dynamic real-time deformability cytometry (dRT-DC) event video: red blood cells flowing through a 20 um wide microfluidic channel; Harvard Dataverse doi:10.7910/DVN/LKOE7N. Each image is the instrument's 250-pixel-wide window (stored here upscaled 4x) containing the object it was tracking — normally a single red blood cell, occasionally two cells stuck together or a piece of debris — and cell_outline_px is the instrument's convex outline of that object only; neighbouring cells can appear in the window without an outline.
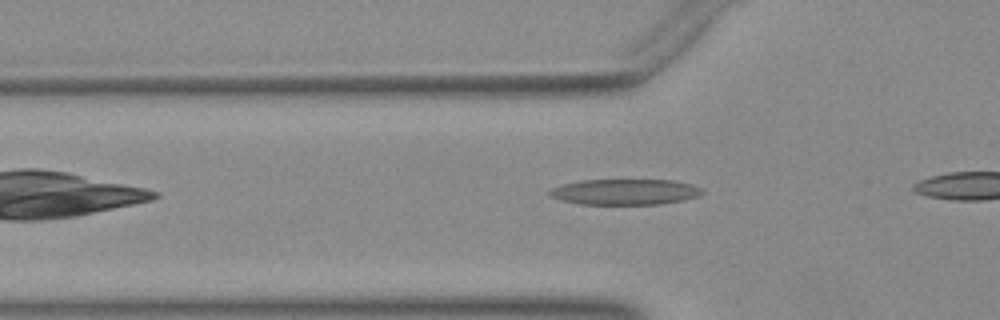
{"species": "Egyptian fruit bat (a non-hibernating species)", "species_latin": "Rousettus aegyptiacus", "temperature_condition": "warm", "stored_images_in_passage": 10, "camera_frame_rate_fps": 3000, "um_per_image_px": 0.085, "animal": {"sex": "female"}, "frame": {"image": 1, "passage_image": 4, "time_ms": 1.0, "image_size_px": [1000, 320], "cell_outline_px": [[704, 192], [696, 196], [684, 200], [660, 204], [580, 204], [548, 196], [548, 192], [552, 188], [560, 184], [580, 180], [672, 180], [692, 184], [700, 188]], "centroid_in_image_um": [53.09, 16.3], "position_along_channel_um": 72.7, "area_um2": 22.83}}
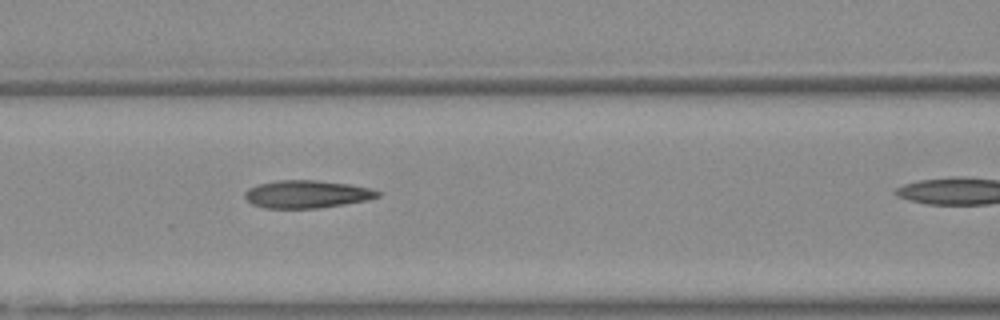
{"frame": {"image": 2, "passage_image": 9, "time_ms": 2.667, "image_size_px": [1000, 320], "cell_outline_px": [[380, 196], [368, 200], [344, 204], [316, 208], [264, 208], [252, 204], [244, 196], [244, 192], [248, 188], [256, 184], [280, 180], [316, 180], [348, 184], [368, 188], [380, 192]], "centroid_in_image_um": [26.04, 16.5], "position_along_channel_um": 140.6, "area_um2": 21.39}}